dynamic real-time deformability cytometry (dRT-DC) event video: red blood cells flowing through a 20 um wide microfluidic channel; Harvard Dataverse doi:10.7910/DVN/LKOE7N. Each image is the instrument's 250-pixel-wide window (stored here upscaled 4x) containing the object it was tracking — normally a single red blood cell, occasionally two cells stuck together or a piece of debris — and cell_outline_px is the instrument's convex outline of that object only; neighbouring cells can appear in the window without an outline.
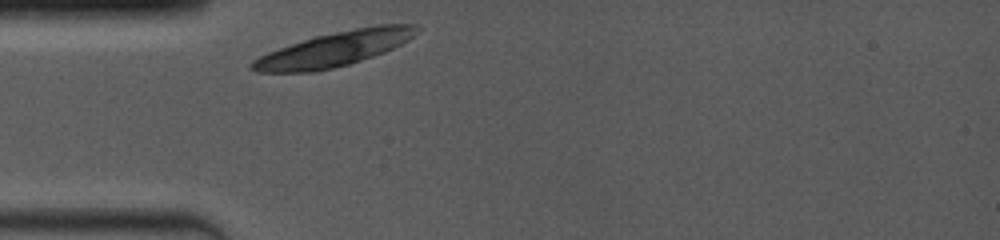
{"species": "common noctule bat (a hibernating species)", "species_latin": "Nyctalus noctula", "temperature_condition": "room temperature", "stored_images_in_passage": 1, "camera_frame_rate_fps": 4000, "um_per_image_px": 0.085, "animal": {"sex": "female", "body_mass_g": 19.0, "forearm_length_mm": 53.3}, "frame": {"image": 1, "passage_image": 1, "time_ms": 0.0, "image_size_px": [1000, 240], "cell_outline_px": [[420, 28], [408, 40], [384, 52], [348, 64], [316, 72], [256, 72], [248, 68], [248, 64], [252, 60], [268, 52], [316, 36], [356, 28], [380, 24], [416, 24]], "centroid_in_image_um": [28.39, 4.17], "position_along_channel_um": 56.6, "area_um2": 32.71}}